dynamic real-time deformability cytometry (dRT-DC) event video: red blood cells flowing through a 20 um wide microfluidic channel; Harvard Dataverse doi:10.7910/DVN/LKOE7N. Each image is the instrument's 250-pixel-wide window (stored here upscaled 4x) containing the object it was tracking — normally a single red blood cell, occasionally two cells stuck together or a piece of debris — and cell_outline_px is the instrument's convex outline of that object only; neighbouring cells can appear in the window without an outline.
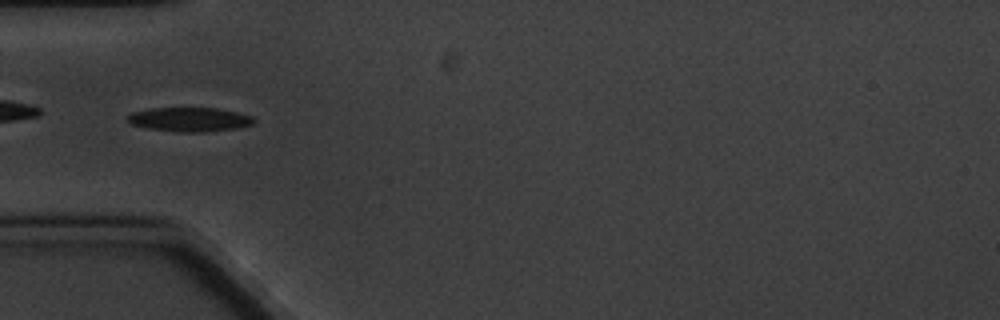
{"species": "common noctule bat (a hibernating species)", "species_latin": "Nyctalus noctula", "temperature_condition": "cold", "stored_images_in_passage": 8, "camera_frame_rate_fps": 3000, "um_per_image_px": 0.085, "animal": {"sex": "male", "body_mass_g": 20.1, "forearm_length_mm": 53.5}, "frame": {"image": 1, "passage_image": 5, "time_ms": 5.333, "image_size_px": [1000, 320], "cell_outline_px": [[256, 120], [252, 124], [236, 128], [204, 132], [180, 132], [148, 128], [132, 124], [124, 116], [132, 112], [152, 108], [216, 108], [236, 112], [252, 116]], "centroid_in_image_um": [16.1, 10.15], "position_along_channel_um": 68.9, "area_um2": 17.69}}